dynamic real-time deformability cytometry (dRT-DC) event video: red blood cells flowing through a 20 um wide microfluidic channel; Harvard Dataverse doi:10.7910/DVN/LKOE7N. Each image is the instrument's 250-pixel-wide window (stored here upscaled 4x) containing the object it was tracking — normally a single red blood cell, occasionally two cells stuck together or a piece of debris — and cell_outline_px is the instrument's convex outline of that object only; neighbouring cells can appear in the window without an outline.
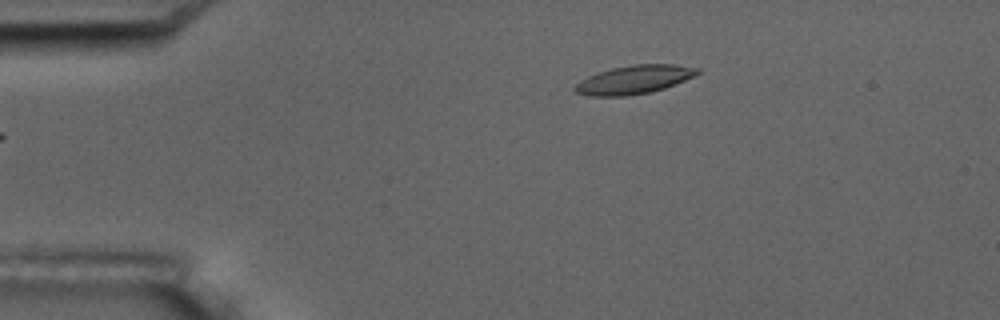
{"species": "common noctule bat (a hibernating species)", "species_latin": "Nyctalus noctula", "temperature_condition": "room temperature", "stored_images_in_passage": 6, "camera_frame_rate_fps": 3000, "um_per_image_px": 0.085, "animal": {"sex": "male", "body_mass_g": 17.5, "forearm_length_mm": 52.3}, "frame": {"image": 1, "passage_image": 6, "time_ms": 5.667, "image_size_px": [1000, 320], "cell_outline_px": [[700, 72], [676, 84], [652, 92], [624, 96], [588, 96], [576, 92], [572, 88], [580, 80], [596, 72], [612, 68], [632, 64], [672, 64], [700, 68]], "centroid_in_image_um": [53.86, 6.77], "position_along_channel_um": 31.1, "area_um2": 20.4}}